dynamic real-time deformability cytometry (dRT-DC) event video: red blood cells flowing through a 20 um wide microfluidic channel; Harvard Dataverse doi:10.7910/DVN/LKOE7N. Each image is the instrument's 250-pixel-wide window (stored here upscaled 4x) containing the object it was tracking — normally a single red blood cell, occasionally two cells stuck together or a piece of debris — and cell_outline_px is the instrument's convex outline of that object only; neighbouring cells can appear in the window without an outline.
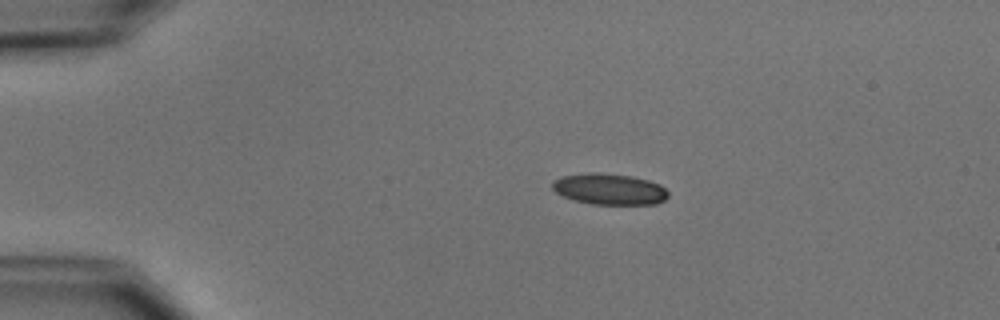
{"species": "common noctule bat (a hibernating species)", "species_latin": "Nyctalus noctula", "temperature_condition": "cold", "stored_images_in_passage": 44, "camera_frame_rate_fps": 3000, "um_per_image_px": 0.085, "animal": {"sex": "male", "body_mass_g": 15.6}, "frame": {"image": 1, "passage_image": 1, "time_ms": 0.0, "image_size_px": [1000, 320], "cell_outline_px": [[668, 196], [664, 200], [656, 204], [592, 204], [572, 200], [556, 192], [552, 188], [552, 180], [564, 176], [588, 172], [600, 172], [632, 176], [648, 180], [660, 184], [668, 192]], "centroid_in_image_um": [51.79, 16.07], "position_along_channel_um": 33.2, "area_um2": 21.1}}
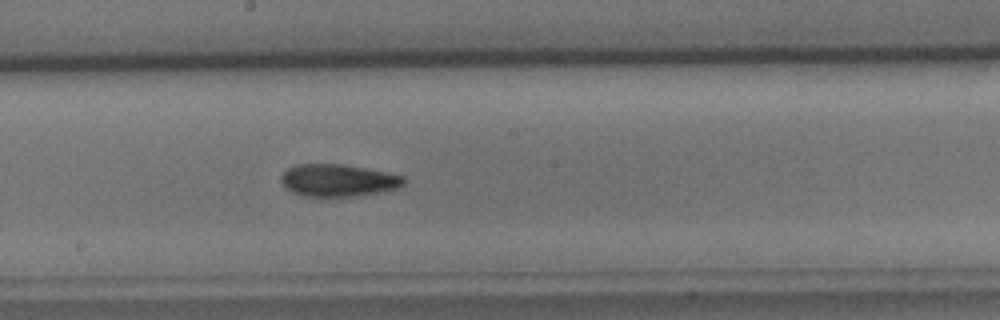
{"frame": {"image": 2, "passage_image": 20, "time_ms": 6.333, "image_size_px": [1000, 320], "cell_outline_px": [[408, 180], [400, 188], [380, 192], [356, 196], [304, 196], [292, 192], [280, 180], [280, 176], [288, 168], [296, 164], [344, 164], [404, 176]], "centroid_in_image_um": [28.77, 15.33], "position_along_channel_um": 219.4, "area_um2": 23.06}}
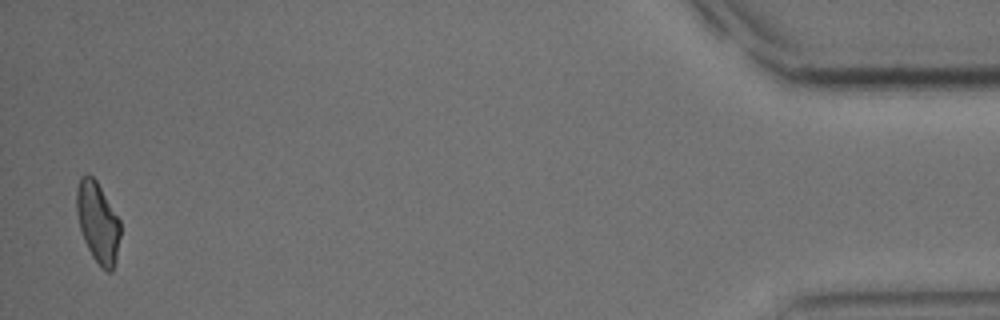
{"frame": {"image": 3, "passage_image": 43, "time_ms": 14.0, "image_size_px": [1000, 320], "cell_outline_px": [[120, 236], [116, 260], [112, 272], [108, 272], [100, 268], [92, 256], [84, 240], [80, 228], [76, 212], [76, 188], [80, 176], [88, 172], [96, 180], [120, 220]], "centroid_in_image_um": [8.3, 18.89], "position_along_channel_um": 426.9, "area_um2": 20.75}, "authors_computed_cell_mechanics": {"area_um2": 22.1663, "velocity_mm_per_s": 3.7535, "shape_relaxation_time_tau1_ms": 5.7141, "shape_relaxation_time_tau2_ms": 3.7757, "deformation_change_tau1": 0.1423, "deformation_change_tau2": 0.112}}